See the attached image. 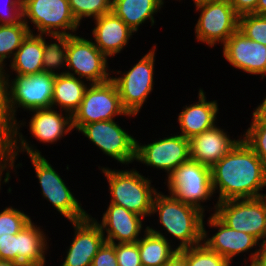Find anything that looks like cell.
<instances>
[{"instance_id": "7c38bea8", "label": "cell", "mask_w": 266, "mask_h": 266, "mask_svg": "<svg viewBox=\"0 0 266 266\" xmlns=\"http://www.w3.org/2000/svg\"><path fill=\"white\" fill-rule=\"evenodd\" d=\"M89 39L81 35H69L67 74L84 79L90 84L107 82L112 77L108 58Z\"/></svg>"}, {"instance_id": "d6a6232c", "label": "cell", "mask_w": 266, "mask_h": 266, "mask_svg": "<svg viewBox=\"0 0 266 266\" xmlns=\"http://www.w3.org/2000/svg\"><path fill=\"white\" fill-rule=\"evenodd\" d=\"M238 30L266 46V15L244 14L238 17Z\"/></svg>"}, {"instance_id": "c3c4849f", "label": "cell", "mask_w": 266, "mask_h": 266, "mask_svg": "<svg viewBox=\"0 0 266 266\" xmlns=\"http://www.w3.org/2000/svg\"><path fill=\"white\" fill-rule=\"evenodd\" d=\"M263 162H264V167H265V170H266V159Z\"/></svg>"}, {"instance_id": "4fadbf2b", "label": "cell", "mask_w": 266, "mask_h": 266, "mask_svg": "<svg viewBox=\"0 0 266 266\" xmlns=\"http://www.w3.org/2000/svg\"><path fill=\"white\" fill-rule=\"evenodd\" d=\"M77 131L117 163L128 166L135 161L136 138L115 119L85 124Z\"/></svg>"}, {"instance_id": "ba28073f", "label": "cell", "mask_w": 266, "mask_h": 266, "mask_svg": "<svg viewBox=\"0 0 266 266\" xmlns=\"http://www.w3.org/2000/svg\"><path fill=\"white\" fill-rule=\"evenodd\" d=\"M122 115L137 117L123 108L117 85L110 79L104 83L89 84L79 108L72 115V126L77 132L82 125L114 120Z\"/></svg>"}, {"instance_id": "7a4b0ae2", "label": "cell", "mask_w": 266, "mask_h": 266, "mask_svg": "<svg viewBox=\"0 0 266 266\" xmlns=\"http://www.w3.org/2000/svg\"><path fill=\"white\" fill-rule=\"evenodd\" d=\"M211 179L214 194L218 192L216 203L266 195L264 162L243 139L211 167Z\"/></svg>"}, {"instance_id": "44dd1931", "label": "cell", "mask_w": 266, "mask_h": 266, "mask_svg": "<svg viewBox=\"0 0 266 266\" xmlns=\"http://www.w3.org/2000/svg\"><path fill=\"white\" fill-rule=\"evenodd\" d=\"M29 112L32 115L27 125L29 132L31 137L40 143L54 144L74 131L70 113L57 111L55 108L36 109Z\"/></svg>"}, {"instance_id": "7dc6e473", "label": "cell", "mask_w": 266, "mask_h": 266, "mask_svg": "<svg viewBox=\"0 0 266 266\" xmlns=\"http://www.w3.org/2000/svg\"><path fill=\"white\" fill-rule=\"evenodd\" d=\"M248 257H246V258H244V260H245V262L243 263L244 264V266H259L257 263H255V262H252V263H250V265H247L248 263H247V261H248V259H247ZM247 259V260H246ZM246 263V264H245Z\"/></svg>"}, {"instance_id": "83f0119b", "label": "cell", "mask_w": 266, "mask_h": 266, "mask_svg": "<svg viewBox=\"0 0 266 266\" xmlns=\"http://www.w3.org/2000/svg\"><path fill=\"white\" fill-rule=\"evenodd\" d=\"M38 35L43 41V71L54 75L67 74L66 58L69 35L54 33ZM48 36L51 38L50 42L46 41V37L48 38ZM60 69H64L65 71L63 70L61 72Z\"/></svg>"}, {"instance_id": "b9f144b4", "label": "cell", "mask_w": 266, "mask_h": 266, "mask_svg": "<svg viewBox=\"0 0 266 266\" xmlns=\"http://www.w3.org/2000/svg\"><path fill=\"white\" fill-rule=\"evenodd\" d=\"M163 266H186V259L179 252H177Z\"/></svg>"}, {"instance_id": "ab89813d", "label": "cell", "mask_w": 266, "mask_h": 266, "mask_svg": "<svg viewBox=\"0 0 266 266\" xmlns=\"http://www.w3.org/2000/svg\"><path fill=\"white\" fill-rule=\"evenodd\" d=\"M259 0H229L238 16L244 14H256V6Z\"/></svg>"}, {"instance_id": "74e56055", "label": "cell", "mask_w": 266, "mask_h": 266, "mask_svg": "<svg viewBox=\"0 0 266 266\" xmlns=\"http://www.w3.org/2000/svg\"><path fill=\"white\" fill-rule=\"evenodd\" d=\"M92 266H119L115 253V244L105 241L94 256Z\"/></svg>"}, {"instance_id": "603a6c76", "label": "cell", "mask_w": 266, "mask_h": 266, "mask_svg": "<svg viewBox=\"0 0 266 266\" xmlns=\"http://www.w3.org/2000/svg\"><path fill=\"white\" fill-rule=\"evenodd\" d=\"M33 220L17 233V263L24 266H45L49 237ZM46 254V255H45Z\"/></svg>"}, {"instance_id": "8d00e7d4", "label": "cell", "mask_w": 266, "mask_h": 266, "mask_svg": "<svg viewBox=\"0 0 266 266\" xmlns=\"http://www.w3.org/2000/svg\"><path fill=\"white\" fill-rule=\"evenodd\" d=\"M22 2L23 0H6L4 6L0 5V24L19 23L23 19Z\"/></svg>"}, {"instance_id": "ac0fdd59", "label": "cell", "mask_w": 266, "mask_h": 266, "mask_svg": "<svg viewBox=\"0 0 266 266\" xmlns=\"http://www.w3.org/2000/svg\"><path fill=\"white\" fill-rule=\"evenodd\" d=\"M70 223L74 229V236L60 266H92L94 256L105 242L101 227L92 215Z\"/></svg>"}, {"instance_id": "9a60e30c", "label": "cell", "mask_w": 266, "mask_h": 266, "mask_svg": "<svg viewBox=\"0 0 266 266\" xmlns=\"http://www.w3.org/2000/svg\"><path fill=\"white\" fill-rule=\"evenodd\" d=\"M207 227L218 229L215 234L210 235L206 231L205 220H203L202 243L210 250L217 252L230 263L241 253L250 252V263L256 262L260 243L251 235L242 231L234 230L225 225L214 213L208 217ZM256 248L254 251L252 249ZM252 250V251H250Z\"/></svg>"}, {"instance_id": "7402d4cb", "label": "cell", "mask_w": 266, "mask_h": 266, "mask_svg": "<svg viewBox=\"0 0 266 266\" xmlns=\"http://www.w3.org/2000/svg\"><path fill=\"white\" fill-rule=\"evenodd\" d=\"M206 92L199 88L198 101L190 105L183 106L179 113L177 122L180 126V135L186 139L213 128L218 122L219 105L217 100L207 101Z\"/></svg>"}, {"instance_id": "d590c367", "label": "cell", "mask_w": 266, "mask_h": 266, "mask_svg": "<svg viewBox=\"0 0 266 266\" xmlns=\"http://www.w3.org/2000/svg\"><path fill=\"white\" fill-rule=\"evenodd\" d=\"M119 266H142L137 242L115 244Z\"/></svg>"}, {"instance_id": "d4e9b609", "label": "cell", "mask_w": 266, "mask_h": 266, "mask_svg": "<svg viewBox=\"0 0 266 266\" xmlns=\"http://www.w3.org/2000/svg\"><path fill=\"white\" fill-rule=\"evenodd\" d=\"M42 58V38L38 34L29 33L22 41L12 60L9 61V70H11H4V74L5 76H11L14 72L20 75H32L43 72Z\"/></svg>"}, {"instance_id": "60d3db41", "label": "cell", "mask_w": 266, "mask_h": 266, "mask_svg": "<svg viewBox=\"0 0 266 266\" xmlns=\"http://www.w3.org/2000/svg\"><path fill=\"white\" fill-rule=\"evenodd\" d=\"M262 103H259L252 112V121L250 124H263L266 125V96Z\"/></svg>"}, {"instance_id": "cb8c5ba5", "label": "cell", "mask_w": 266, "mask_h": 266, "mask_svg": "<svg viewBox=\"0 0 266 266\" xmlns=\"http://www.w3.org/2000/svg\"><path fill=\"white\" fill-rule=\"evenodd\" d=\"M164 0H112V12L131 30L138 32L148 20L155 25L154 15L164 6ZM143 23V24H142Z\"/></svg>"}, {"instance_id": "4316f807", "label": "cell", "mask_w": 266, "mask_h": 266, "mask_svg": "<svg viewBox=\"0 0 266 266\" xmlns=\"http://www.w3.org/2000/svg\"><path fill=\"white\" fill-rule=\"evenodd\" d=\"M137 244L142 266H163L178 252L174 244L149 230L137 241Z\"/></svg>"}, {"instance_id": "5bb4252c", "label": "cell", "mask_w": 266, "mask_h": 266, "mask_svg": "<svg viewBox=\"0 0 266 266\" xmlns=\"http://www.w3.org/2000/svg\"><path fill=\"white\" fill-rule=\"evenodd\" d=\"M179 133L144 145L136 139L135 162L162 170L168 176L180 164L190 160V141Z\"/></svg>"}, {"instance_id": "8992f818", "label": "cell", "mask_w": 266, "mask_h": 266, "mask_svg": "<svg viewBox=\"0 0 266 266\" xmlns=\"http://www.w3.org/2000/svg\"><path fill=\"white\" fill-rule=\"evenodd\" d=\"M166 178L164 184L167 185L168 194L185 204L196 207L206 215L208 206L203 204L216 197L212 187L210 167L189 160L180 164Z\"/></svg>"}, {"instance_id": "ffe728a7", "label": "cell", "mask_w": 266, "mask_h": 266, "mask_svg": "<svg viewBox=\"0 0 266 266\" xmlns=\"http://www.w3.org/2000/svg\"><path fill=\"white\" fill-rule=\"evenodd\" d=\"M93 20L92 40L107 58L121 53L135 33L112 11Z\"/></svg>"}, {"instance_id": "ee69618b", "label": "cell", "mask_w": 266, "mask_h": 266, "mask_svg": "<svg viewBox=\"0 0 266 266\" xmlns=\"http://www.w3.org/2000/svg\"><path fill=\"white\" fill-rule=\"evenodd\" d=\"M256 15H266V0H259L256 6Z\"/></svg>"}, {"instance_id": "484cf974", "label": "cell", "mask_w": 266, "mask_h": 266, "mask_svg": "<svg viewBox=\"0 0 266 266\" xmlns=\"http://www.w3.org/2000/svg\"><path fill=\"white\" fill-rule=\"evenodd\" d=\"M69 74L56 75L53 89L52 108L71 115L79 108L89 82ZM88 84V85H87ZM56 106V107H55Z\"/></svg>"}, {"instance_id": "f546056e", "label": "cell", "mask_w": 266, "mask_h": 266, "mask_svg": "<svg viewBox=\"0 0 266 266\" xmlns=\"http://www.w3.org/2000/svg\"><path fill=\"white\" fill-rule=\"evenodd\" d=\"M178 252L186 259V266H232L223 256L208 249L203 243Z\"/></svg>"}, {"instance_id": "5b68a950", "label": "cell", "mask_w": 266, "mask_h": 266, "mask_svg": "<svg viewBox=\"0 0 266 266\" xmlns=\"http://www.w3.org/2000/svg\"><path fill=\"white\" fill-rule=\"evenodd\" d=\"M55 77L44 71L32 75L15 74L13 79L6 76L7 106L14 123L18 121V108L26 112L52 108Z\"/></svg>"}, {"instance_id": "2e32d148", "label": "cell", "mask_w": 266, "mask_h": 266, "mask_svg": "<svg viewBox=\"0 0 266 266\" xmlns=\"http://www.w3.org/2000/svg\"><path fill=\"white\" fill-rule=\"evenodd\" d=\"M222 55L233 68L266 78V46L246 37L238 29L222 45Z\"/></svg>"}, {"instance_id": "1f68e13d", "label": "cell", "mask_w": 266, "mask_h": 266, "mask_svg": "<svg viewBox=\"0 0 266 266\" xmlns=\"http://www.w3.org/2000/svg\"><path fill=\"white\" fill-rule=\"evenodd\" d=\"M32 221L31 217L23 210L6 206L0 212V242L11 235L20 232Z\"/></svg>"}, {"instance_id": "d6986e66", "label": "cell", "mask_w": 266, "mask_h": 266, "mask_svg": "<svg viewBox=\"0 0 266 266\" xmlns=\"http://www.w3.org/2000/svg\"><path fill=\"white\" fill-rule=\"evenodd\" d=\"M217 125L189 140L190 160L211 168L242 139V135L231 139L228 131Z\"/></svg>"}, {"instance_id": "f35d334b", "label": "cell", "mask_w": 266, "mask_h": 266, "mask_svg": "<svg viewBox=\"0 0 266 266\" xmlns=\"http://www.w3.org/2000/svg\"><path fill=\"white\" fill-rule=\"evenodd\" d=\"M0 259L17 262V234H10L0 242Z\"/></svg>"}, {"instance_id": "30bf717a", "label": "cell", "mask_w": 266, "mask_h": 266, "mask_svg": "<svg viewBox=\"0 0 266 266\" xmlns=\"http://www.w3.org/2000/svg\"><path fill=\"white\" fill-rule=\"evenodd\" d=\"M22 12L23 21L32 34L73 35L81 26L73 16L68 0H23ZM29 22L38 33L31 29Z\"/></svg>"}, {"instance_id": "e575fe53", "label": "cell", "mask_w": 266, "mask_h": 266, "mask_svg": "<svg viewBox=\"0 0 266 266\" xmlns=\"http://www.w3.org/2000/svg\"><path fill=\"white\" fill-rule=\"evenodd\" d=\"M242 139L262 161L266 159V125L250 124L243 132Z\"/></svg>"}, {"instance_id": "836d02e7", "label": "cell", "mask_w": 266, "mask_h": 266, "mask_svg": "<svg viewBox=\"0 0 266 266\" xmlns=\"http://www.w3.org/2000/svg\"><path fill=\"white\" fill-rule=\"evenodd\" d=\"M14 126L7 106L6 76L4 69L0 68V151L7 145Z\"/></svg>"}, {"instance_id": "52a82bcc", "label": "cell", "mask_w": 266, "mask_h": 266, "mask_svg": "<svg viewBox=\"0 0 266 266\" xmlns=\"http://www.w3.org/2000/svg\"><path fill=\"white\" fill-rule=\"evenodd\" d=\"M156 45L147 52L128 71L112 70L111 79L117 85L121 104L130 114L138 115L149 95L154 90V70L156 58ZM115 71V72H114ZM119 76V77H118Z\"/></svg>"}, {"instance_id": "8fae6325", "label": "cell", "mask_w": 266, "mask_h": 266, "mask_svg": "<svg viewBox=\"0 0 266 266\" xmlns=\"http://www.w3.org/2000/svg\"><path fill=\"white\" fill-rule=\"evenodd\" d=\"M200 12L195 23V38L210 47L223 45L238 29V15L229 0L206 2L195 6Z\"/></svg>"}, {"instance_id": "6da1fadb", "label": "cell", "mask_w": 266, "mask_h": 266, "mask_svg": "<svg viewBox=\"0 0 266 266\" xmlns=\"http://www.w3.org/2000/svg\"><path fill=\"white\" fill-rule=\"evenodd\" d=\"M21 122V123H20ZM26 121L24 118L17 121L14 126L12 135L10 136L7 145L0 151V190L1 183L7 184L11 179L10 170H14L16 174L17 168L22 167V163L19 162L15 165L16 160L19 158V153L26 152L30 158V162L34 168L36 177L38 178L39 186L41 187V194L44 199L52 204V207L67 218L69 222L80 221L87 218L90 213L83 209L80 200H78L70 188L67 187L64 179L59 175L56 169L50 164V162L42 156L39 149L31 144L23 133L20 132V128L24 127ZM16 169V170H15ZM6 171V172H5ZM5 172V178L2 179ZM3 180V181H2ZM2 181V182H1Z\"/></svg>"}, {"instance_id": "277c9868", "label": "cell", "mask_w": 266, "mask_h": 266, "mask_svg": "<svg viewBox=\"0 0 266 266\" xmlns=\"http://www.w3.org/2000/svg\"><path fill=\"white\" fill-rule=\"evenodd\" d=\"M108 182L110 203L126 208L143 218L151 217L153 199L158 190L152 180L136 168L117 170L98 166Z\"/></svg>"}, {"instance_id": "3957f363", "label": "cell", "mask_w": 266, "mask_h": 266, "mask_svg": "<svg viewBox=\"0 0 266 266\" xmlns=\"http://www.w3.org/2000/svg\"><path fill=\"white\" fill-rule=\"evenodd\" d=\"M154 214L158 216V223L163 227L165 233L152 226H147V229L172 244L178 240L179 243L176 246L178 250L202 243L205 214L196 207L185 204L170 194L165 195L158 191L153 199L151 216ZM167 234H170L169 238L172 236L175 241L172 242L173 239H169Z\"/></svg>"}, {"instance_id": "f1b7e54d", "label": "cell", "mask_w": 266, "mask_h": 266, "mask_svg": "<svg viewBox=\"0 0 266 266\" xmlns=\"http://www.w3.org/2000/svg\"><path fill=\"white\" fill-rule=\"evenodd\" d=\"M29 33L23 19L16 24H0V68L7 70L6 60L9 58L12 60Z\"/></svg>"}, {"instance_id": "4dcf8cb0", "label": "cell", "mask_w": 266, "mask_h": 266, "mask_svg": "<svg viewBox=\"0 0 266 266\" xmlns=\"http://www.w3.org/2000/svg\"><path fill=\"white\" fill-rule=\"evenodd\" d=\"M71 12L81 25L83 18L95 19L112 10V0H68Z\"/></svg>"}, {"instance_id": "9c48e42d", "label": "cell", "mask_w": 266, "mask_h": 266, "mask_svg": "<svg viewBox=\"0 0 266 266\" xmlns=\"http://www.w3.org/2000/svg\"><path fill=\"white\" fill-rule=\"evenodd\" d=\"M213 204L214 214L225 225L253 236L260 244L266 242V195Z\"/></svg>"}, {"instance_id": "bcb514c9", "label": "cell", "mask_w": 266, "mask_h": 266, "mask_svg": "<svg viewBox=\"0 0 266 266\" xmlns=\"http://www.w3.org/2000/svg\"><path fill=\"white\" fill-rule=\"evenodd\" d=\"M181 0H179L180 2ZM194 2V6L202 4V3H206V2H213V1H220V0H193Z\"/></svg>"}, {"instance_id": "7bdbcfd3", "label": "cell", "mask_w": 266, "mask_h": 266, "mask_svg": "<svg viewBox=\"0 0 266 266\" xmlns=\"http://www.w3.org/2000/svg\"><path fill=\"white\" fill-rule=\"evenodd\" d=\"M258 249V256L255 263L259 266H266V242L261 243Z\"/></svg>"}, {"instance_id": "e0dca14e", "label": "cell", "mask_w": 266, "mask_h": 266, "mask_svg": "<svg viewBox=\"0 0 266 266\" xmlns=\"http://www.w3.org/2000/svg\"><path fill=\"white\" fill-rule=\"evenodd\" d=\"M108 205L100 222L93 218L101 227L106 242L135 243L148 230V227H143L145 218L142 216L110 202Z\"/></svg>"}, {"instance_id": "f6af8a7d", "label": "cell", "mask_w": 266, "mask_h": 266, "mask_svg": "<svg viewBox=\"0 0 266 266\" xmlns=\"http://www.w3.org/2000/svg\"><path fill=\"white\" fill-rule=\"evenodd\" d=\"M0 266H24L20 263L14 262V261H8V260H1L0 259Z\"/></svg>"}]
</instances>
